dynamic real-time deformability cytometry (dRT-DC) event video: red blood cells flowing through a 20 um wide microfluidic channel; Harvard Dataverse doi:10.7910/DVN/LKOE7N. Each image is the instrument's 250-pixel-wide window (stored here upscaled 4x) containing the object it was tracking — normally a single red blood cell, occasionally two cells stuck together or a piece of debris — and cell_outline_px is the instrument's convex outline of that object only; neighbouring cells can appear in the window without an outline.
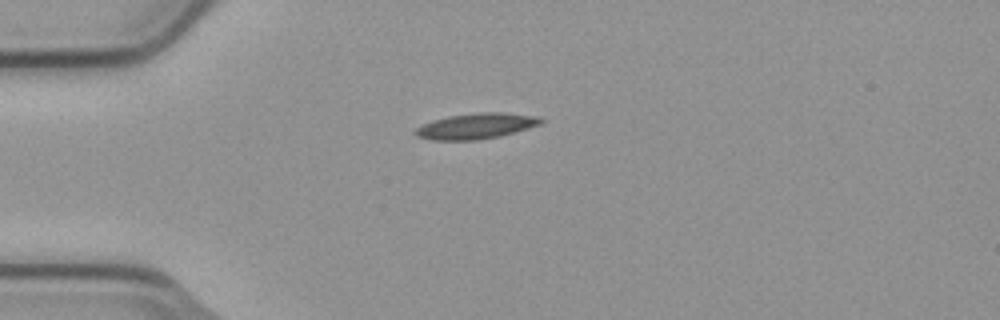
{"species": "common noctule bat (a hibernating species)", "species_latin": "Nyctalus noctula", "temperature_condition": "cold", "stored_images_in_passage": 6, "camera_frame_rate_fps": 3000, "um_per_image_px": 0.085, "animal": {"sex": "male", "body_mass_g": 23.1, "forearm_length_mm": 52.7}, "frame": {"image": 1, "passage_image": 1, "time_ms": 0.0, "image_size_px": [1000, 320], "cell_outline_px": [[544, 120], [540, 124], [528, 128], [500, 136], [476, 140], [432, 140], [416, 136], [412, 132], [416, 128], [432, 120], [448, 116], [480, 112], [500, 112], [536, 116]], "centroid_in_image_um": [40.43, 10.72], "position_along_channel_um": 44.6, "area_um2": 18.67}}
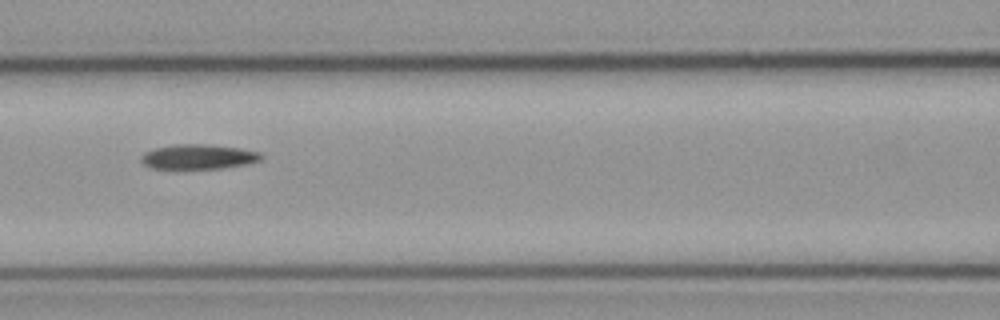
{"frame": {"image": 2, "passage_image": 4, "time_ms": 1.0, "image_size_px": [1000, 320], "cell_outline_px": [[264, 156], [260, 160], [244, 164], [220, 168], [152, 168], [144, 164], [140, 160], [140, 156], [144, 152], [156, 148], [176, 144], [208, 144], [240, 148], [260, 152]], "centroid_in_image_um": [16.85, 13.31], "position_along_channel_um": 149.7, "area_um2": 17.17}}
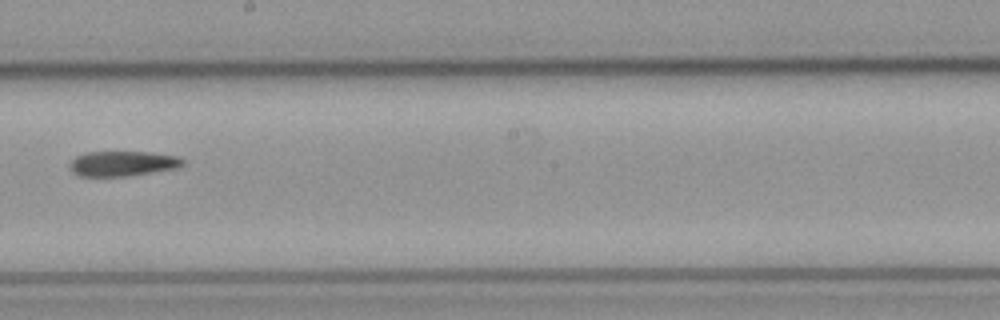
{"frame": {"image": 3, "passage_image": 6, "time_ms": 1.667, "image_size_px": [1000, 320], "cell_outline_px": [[184, 164], [180, 168], [124, 176], [80, 176], [72, 172], [68, 164], [76, 156], [88, 152], [152, 152], [180, 156], [184, 160]], "centroid_in_image_um": [10.46, 13.89], "position_along_channel_um": 237.7, "area_um2": 16.65}}